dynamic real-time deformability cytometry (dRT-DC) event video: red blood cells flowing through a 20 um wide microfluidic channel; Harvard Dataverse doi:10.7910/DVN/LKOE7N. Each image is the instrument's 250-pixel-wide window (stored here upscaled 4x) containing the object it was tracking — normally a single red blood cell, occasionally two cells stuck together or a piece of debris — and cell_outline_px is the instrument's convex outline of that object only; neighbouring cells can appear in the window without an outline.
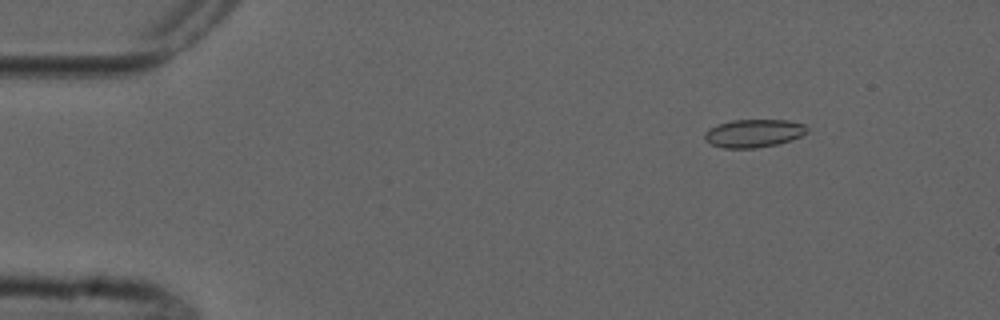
{"species": "common noctule bat (a hibernating species)", "species_latin": "Nyctalus noctula", "temperature_condition": "cold", "stored_images_in_passage": 5, "camera_frame_rate_fps": 3000, "um_per_image_px": 0.085, "animal": {"sex": "male", "forearm_length_mm": 52.5}, "frame": {"image": 1, "passage_image": 2, "time_ms": 1.0, "image_size_px": [1000, 320], "cell_outline_px": [[808, 132], [792, 140], [776, 144], [756, 148], [724, 148], [712, 144], [704, 140], [704, 132], [708, 128], [732, 120], [788, 120], [804, 124], [808, 128]], "centroid_in_image_um": [64.06, 11.33], "position_along_channel_um": 20.9, "area_um2": 16.76}}
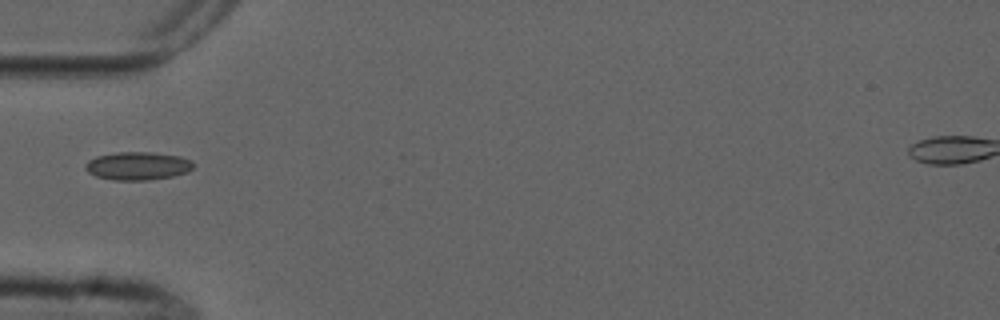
{"frame": {"image": 2, "passage_image": 5, "time_ms": 4.667, "image_size_px": [1000, 320], "cell_outline_px": [[196, 164], [188, 172], [172, 176], [148, 180], [112, 180], [96, 176], [88, 172], [84, 168], [84, 164], [88, 160], [96, 156], [116, 152], [152, 152], [180, 156], [192, 160]], "centroid_in_image_um": [11.71, 14.09], "position_along_channel_um": 73.3, "area_um2": 17.92}}